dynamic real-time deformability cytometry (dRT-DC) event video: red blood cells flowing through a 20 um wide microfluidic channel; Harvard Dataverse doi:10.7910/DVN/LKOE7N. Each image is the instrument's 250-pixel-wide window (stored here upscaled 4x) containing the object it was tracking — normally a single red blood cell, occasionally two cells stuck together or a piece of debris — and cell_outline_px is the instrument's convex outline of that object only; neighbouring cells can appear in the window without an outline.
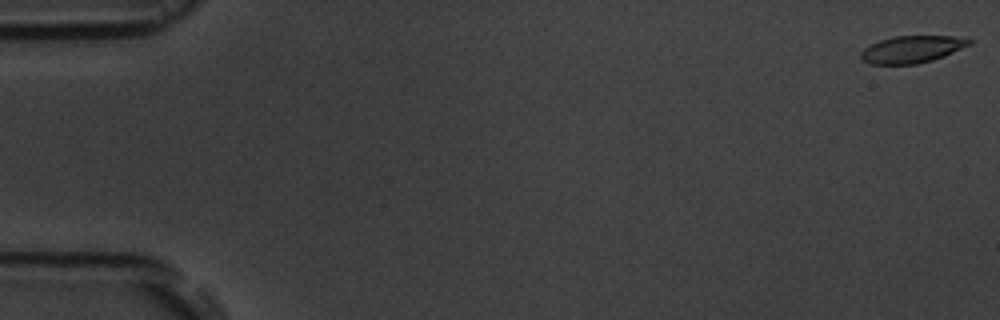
{"species": "common noctule bat (a hibernating species)", "species_latin": "Nyctalus noctula", "temperature_condition": "room temperature", "stored_images_in_passage": 10, "camera_frame_rate_fps": 3000, "um_per_image_px": 0.085, "animal": {"sex": "male", "body_mass_g": 19.5, "forearm_length_mm": 54.6}, "frame": {"image": 1, "passage_image": 1, "time_ms": 0.0, "image_size_px": [1000, 320], "cell_outline_px": [[972, 44], [944, 56], [932, 60], [916, 64], [872, 64], [864, 60], [860, 56], [860, 52], [864, 48], [880, 40], [896, 36], [952, 36], [972, 40]], "centroid_in_image_um": [77.52, 4.19], "position_along_channel_um": 7.5, "area_um2": 16.94}}
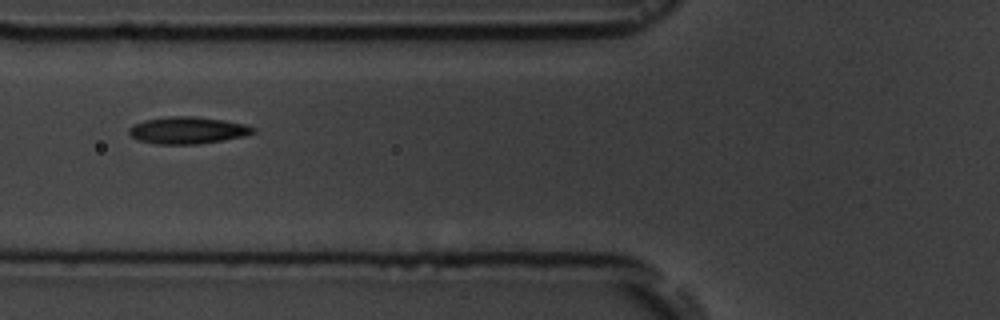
{"frame": {"image": 2, "passage_image": 7, "time_ms": 7.0, "image_size_px": [1000, 320], "cell_outline_px": [[256, 132], [244, 136], [200, 144], [156, 144], [140, 140], [132, 136], [128, 132], [128, 128], [132, 124], [144, 120], [168, 116], [192, 116], [224, 120], [244, 124], [256, 128]], "centroid_in_image_um": [15.94, 11.07], "position_along_channel_um": 109.9, "area_um2": 19.54}}
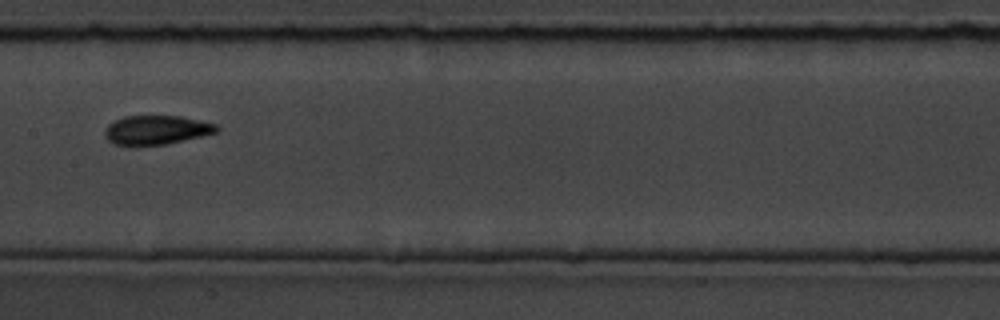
{"frame": {"image": 3, "passage_image": 9, "time_ms": 9.333, "image_size_px": [1000, 320], "cell_outline_px": [[220, 128], [216, 132], [200, 136], [164, 144], [112, 144], [104, 136], [104, 132], [108, 124], [124, 116], [180, 116], [216, 124]], "centroid_in_image_um": [13.27, 11.03], "position_along_channel_um": 194.1, "area_um2": 18.5}}